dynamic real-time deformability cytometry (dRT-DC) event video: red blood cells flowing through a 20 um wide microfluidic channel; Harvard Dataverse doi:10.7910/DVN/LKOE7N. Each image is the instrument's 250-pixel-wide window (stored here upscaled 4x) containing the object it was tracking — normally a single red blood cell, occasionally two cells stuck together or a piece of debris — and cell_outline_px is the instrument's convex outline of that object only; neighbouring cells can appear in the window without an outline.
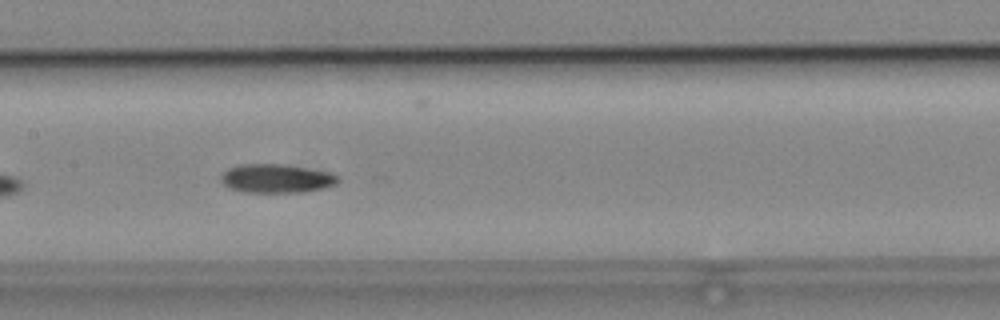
{"species": "common noctule bat (a hibernating species)", "species_latin": "Nyctalus noctula", "temperature_condition": "cold", "stored_images_in_passage": 40, "camera_frame_rate_fps": 3000, "um_per_image_px": 0.085, "animal": {"sex": "male", "body_mass_g": 19.2, "forearm_length_mm": 51.8}, "frame": {"image": 1, "passage_image": 12, "time_ms": 3.667, "image_size_px": [1000, 320], "cell_outline_px": [[340, 180], [336, 184], [324, 188], [304, 192], [244, 192], [228, 188], [220, 180], [220, 176], [228, 168], [240, 164], [284, 164], [308, 168], [328, 172], [340, 176]], "centroid_in_image_um": [23.5, 15.17], "position_along_channel_um": 183.9, "area_um2": 19.77}}
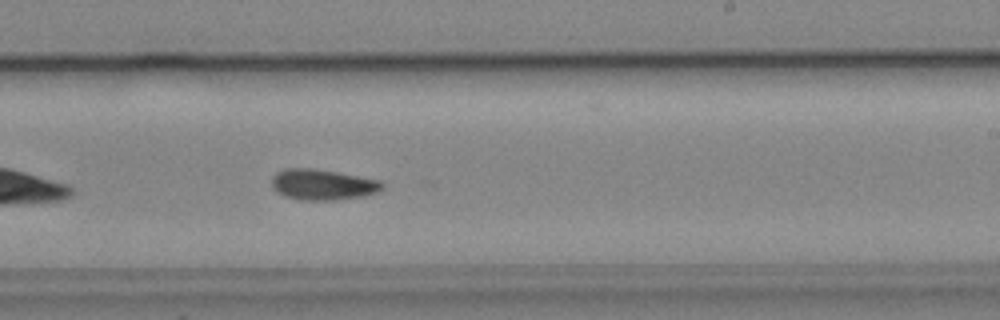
{"frame": {"image": 2, "passage_image": 18, "time_ms": 5.667, "image_size_px": [1000, 320], "cell_outline_px": [[384, 188], [376, 192], [364, 196], [336, 200], [300, 200], [284, 196], [276, 192], [272, 188], [272, 176], [276, 172], [284, 168], [312, 168], [336, 172], [380, 180], [384, 184]], "centroid_in_image_um": [27.39, 15.69], "position_along_channel_um": 261.6, "area_um2": 19.94}, "authors_computed_cell_mechanics": {"area_um2": 19.0451, "velocity_mm_per_s": 3.9047, "shape_relaxation_time_tau1_ms": 6.2956, "shape_relaxation_time_tau2_ms": null, "deformation_change_tau1": 0.1521, "deformation_change_tau2": null}}